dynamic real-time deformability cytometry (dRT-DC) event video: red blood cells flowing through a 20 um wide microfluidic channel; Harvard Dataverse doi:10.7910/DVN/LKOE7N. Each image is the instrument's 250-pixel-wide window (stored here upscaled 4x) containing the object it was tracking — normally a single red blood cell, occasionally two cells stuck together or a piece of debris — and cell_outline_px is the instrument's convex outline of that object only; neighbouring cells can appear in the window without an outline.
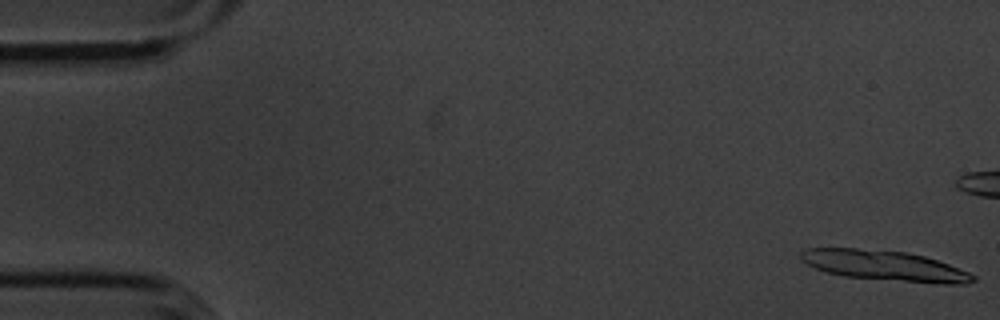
{"species": "common noctule bat (a hibernating species)", "species_latin": "Nyctalus noctula", "temperature_condition": "cold", "stored_images_in_passage": 13, "camera_frame_rate_fps": 3000, "um_per_image_px": 0.085, "animal": {"sex": "male", "body_mass_g": 20.1, "forearm_length_mm": 53.5}, "frame": {"image": 1, "passage_image": 1, "time_ms": 0.0, "image_size_px": [1000, 320], "cell_outline_px": [[976, 280], [964, 284], [944, 284], [844, 276], [828, 272], [816, 268], [800, 260], [800, 252], [804, 248], [856, 248], [904, 252], [924, 256], [948, 264], [968, 272], [976, 276]], "centroid_in_image_um": [75.17, 22.57], "position_along_channel_um": 9.8, "area_um2": 29.94}}